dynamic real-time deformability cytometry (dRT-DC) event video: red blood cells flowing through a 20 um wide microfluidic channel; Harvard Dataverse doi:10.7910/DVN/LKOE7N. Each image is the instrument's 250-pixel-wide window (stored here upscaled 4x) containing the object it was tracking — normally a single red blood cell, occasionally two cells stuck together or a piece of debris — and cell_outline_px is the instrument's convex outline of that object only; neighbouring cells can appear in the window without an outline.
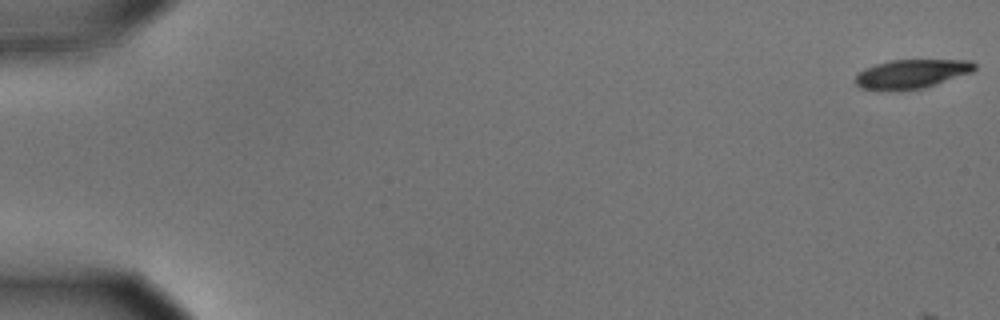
{"species": "common noctule bat (a hibernating species)", "species_latin": "Nyctalus noctula", "temperature_condition": "cold", "stored_images_in_passage": 24, "camera_frame_rate_fps": 3000, "um_per_image_px": 0.085, "animal": {"sex": "male", "body_mass_g": 15.6}, "frame": {"image": 1, "passage_image": 1, "time_ms": 0.0, "image_size_px": [1000, 320], "cell_outline_px": [[976, 68], [972, 72], [924, 88], [900, 92], [892, 92], [860, 88], [856, 84], [856, 76], [864, 68], [876, 64], [892, 60], [972, 60], [976, 64]], "centroid_in_image_um": [77.47, 6.3], "position_along_channel_um": 7.5, "area_um2": 20.46}}
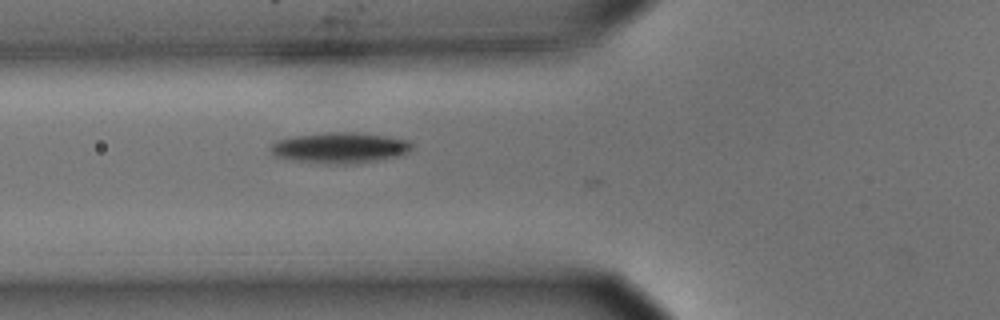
{"frame": {"image": 2, "passage_image": 22, "time_ms": 7.0, "image_size_px": [1000, 320], "cell_outline_px": [[412, 148], [408, 152], [400, 156], [380, 160], [356, 164], [328, 164], [300, 160], [276, 156], [268, 148], [276, 140], [296, 136], [328, 132], [356, 132], [388, 136], [412, 140]], "centroid_in_image_um": [28.98, 12.56], "position_along_channel_um": 96.8, "area_um2": 25.43}}